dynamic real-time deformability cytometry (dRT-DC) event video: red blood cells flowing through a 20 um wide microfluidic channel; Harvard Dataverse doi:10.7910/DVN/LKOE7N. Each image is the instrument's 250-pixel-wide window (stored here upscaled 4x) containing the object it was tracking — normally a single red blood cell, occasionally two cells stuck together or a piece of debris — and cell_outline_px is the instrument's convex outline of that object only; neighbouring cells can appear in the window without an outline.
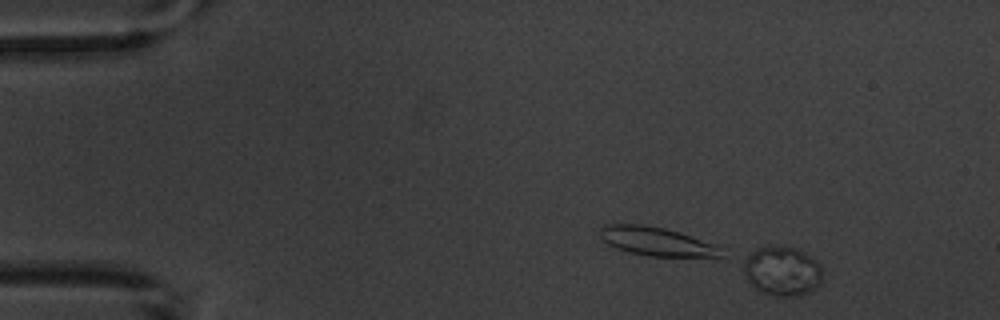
{"species": "common noctule bat (a hibernating species)", "species_latin": "Nyctalus noctula", "temperature_condition": "warm", "stored_images_in_passage": 4, "camera_frame_rate_fps": 3000, "um_per_image_px": 0.085, "animal": {"sex": "male", "body_mass_g": 20.1, "forearm_length_mm": 53.5}, "frame": {"image": 1, "passage_image": 1, "time_ms": 0.0, "image_size_px": [1000, 320], "cell_outline_px": [[820, 284], [812, 292], [800, 296], [776, 296], [760, 292], [744, 276], [740, 268], [740, 260], [756, 248], [776, 244], [796, 248], [804, 252], [816, 260], [820, 264]], "centroid_in_image_um": [66.41, 23.02], "position_along_channel_um": 18.6, "area_um2": 23.47}}
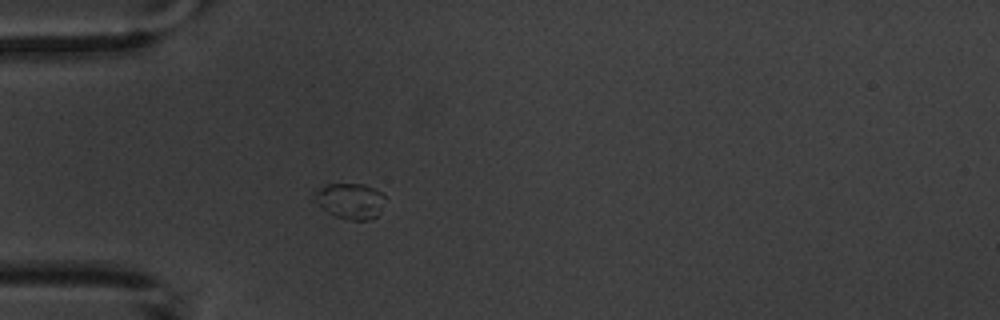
{"frame": {"image": 2, "passage_image": 4, "time_ms": 3.667, "image_size_px": [1000, 320], "cell_outline_px": [[384, 196], [376, 216], [372, 220], [352, 220], [336, 216], [328, 212], [316, 200], [316, 188], [328, 184], [364, 184], [380, 192]], "centroid_in_image_um": [29.76, 17.07], "position_along_channel_um": 55.2, "area_um2": 14.1}}